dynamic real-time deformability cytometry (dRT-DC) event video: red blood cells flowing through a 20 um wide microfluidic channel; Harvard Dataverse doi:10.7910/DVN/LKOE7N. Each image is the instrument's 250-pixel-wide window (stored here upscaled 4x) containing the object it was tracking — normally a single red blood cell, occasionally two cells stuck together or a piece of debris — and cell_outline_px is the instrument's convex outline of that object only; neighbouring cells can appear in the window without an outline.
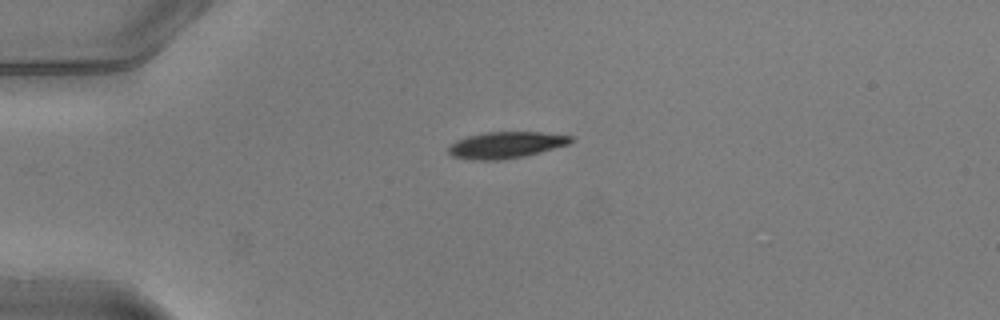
{"species": "common noctule bat (a hibernating species)", "species_latin": "Nyctalus noctula", "temperature_condition": "warm", "stored_images_in_passage": 5, "camera_frame_rate_fps": 3000, "um_per_image_px": 0.085, "animal": {"sex": "male", "body_mass_g": 20.5, "forearm_length_mm": 52.5}, "frame": {"image": 1, "passage_image": 1, "time_ms": 0.0, "image_size_px": [1000, 320], "cell_outline_px": [[572, 140], [568, 144], [540, 152], [524, 156], [500, 160], [472, 160], [452, 156], [448, 152], [448, 148], [456, 140], [468, 136], [484, 132], [540, 132], [572, 136]], "centroid_in_image_um": [42.97, 12.32], "position_along_channel_um": 42.0, "area_um2": 18.73}}